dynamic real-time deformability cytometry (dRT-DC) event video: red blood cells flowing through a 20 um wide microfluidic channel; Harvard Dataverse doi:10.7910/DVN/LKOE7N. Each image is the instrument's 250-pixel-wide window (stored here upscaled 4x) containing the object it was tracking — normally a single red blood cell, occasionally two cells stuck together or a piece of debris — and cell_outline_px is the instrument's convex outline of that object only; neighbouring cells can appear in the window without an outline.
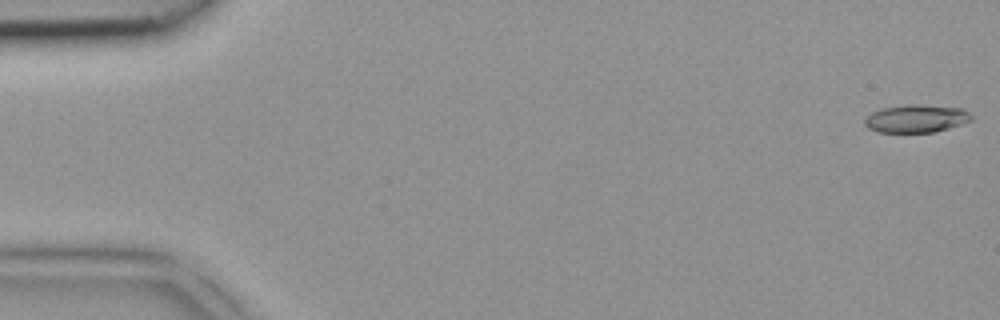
{"species": "common noctule bat (a hibernating species)", "species_latin": "Nyctalus noctula", "temperature_condition": "room temperature", "stored_images_in_passage": 5, "segment_of_instrument_passage": [2, 2], "camera_frame_rate_fps": 3000, "um_per_image_px": 0.085, "animal": {"sex": "female", "body_mass_g": 18.4}, "frame": {"image": 1, "passage_image": 5, "time_ms": 1.333, "image_size_px": [1000, 320], "cell_outline_px": [[972, 120], [964, 124], [932, 132], [880, 132], [868, 128], [864, 124], [864, 120], [872, 112], [884, 108], [908, 104], [916, 104], [964, 108], [972, 116]], "centroid_in_image_um": [77.91, 10.07], "position_along_channel_um": 7.1, "area_um2": 17.28}}